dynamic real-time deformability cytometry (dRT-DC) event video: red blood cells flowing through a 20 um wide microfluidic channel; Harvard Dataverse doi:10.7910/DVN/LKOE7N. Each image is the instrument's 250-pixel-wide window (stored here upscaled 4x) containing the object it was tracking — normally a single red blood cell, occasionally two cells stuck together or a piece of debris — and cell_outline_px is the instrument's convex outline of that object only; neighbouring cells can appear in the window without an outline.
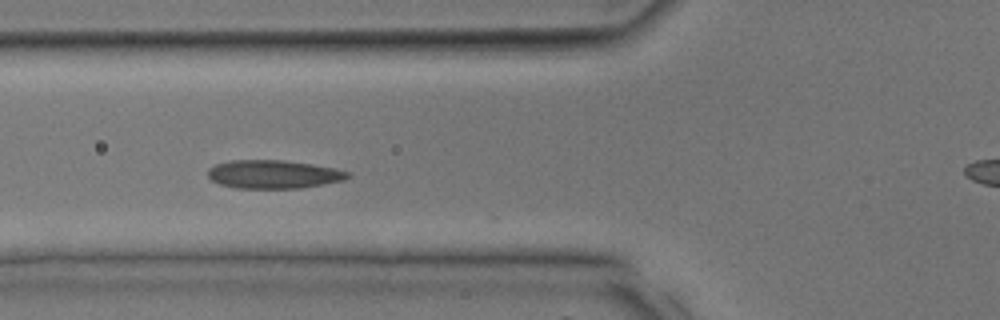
{"species": "common noctule bat (a hibernating species)", "species_latin": "Nyctalus noctula", "temperature_condition": "room temperature", "stored_images_in_passage": 29, "camera_frame_rate_fps": 3000, "um_per_image_px": 0.085, "animal": {"sex": "male", "body_mass_g": 17.9, "forearm_length_mm": 54.2}, "frame": {"image": 1, "passage_image": 7, "time_ms": 2.0, "image_size_px": [1000, 320], "cell_outline_px": [[352, 176], [344, 180], [300, 188], [236, 188], [220, 184], [212, 180], [208, 176], [208, 172], [216, 164], [232, 160], [284, 160], [312, 164], [336, 168], [352, 172]], "centroid_in_image_um": [23.31, 14.81], "position_along_channel_um": 102.5, "area_um2": 23.12}}
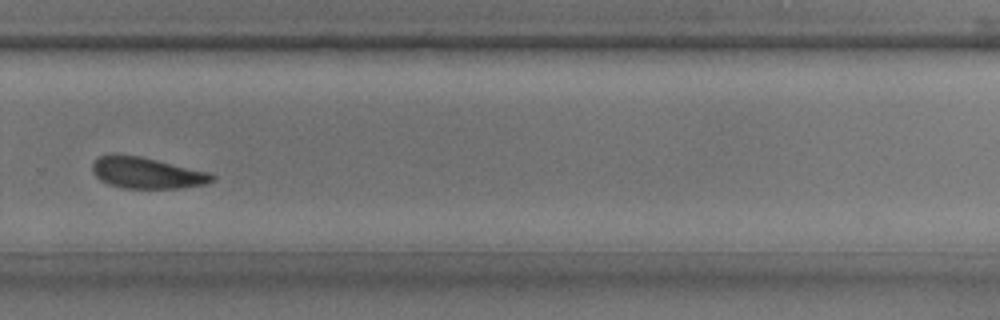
{"frame": {"image": 2, "passage_image": 18, "time_ms": 5.667, "image_size_px": [1000, 320], "cell_outline_px": [[216, 176], [208, 184], [180, 188], [120, 188], [108, 184], [100, 180], [92, 172], [92, 164], [100, 156], [140, 156], [212, 172]], "centroid_in_image_um": [12.55, 14.72], "position_along_channel_um": 317.3, "area_um2": 21.68}}
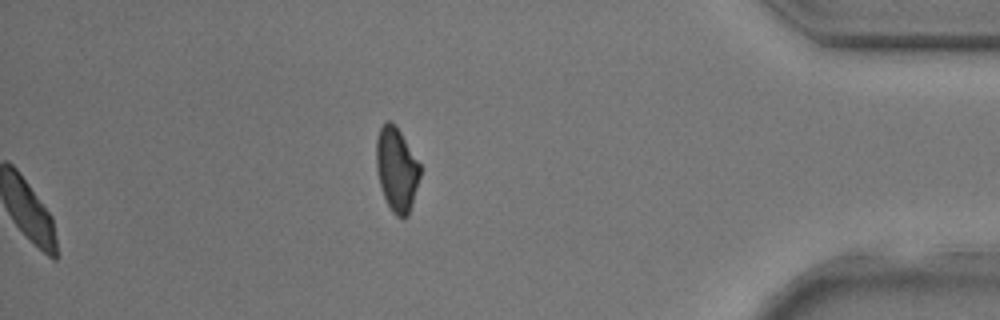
{"frame": {"image": 3, "passage_image": 29, "time_ms": 9.333, "image_size_px": [1000, 320], "cell_outline_px": [[420, 176], [412, 204], [408, 216], [396, 216], [392, 212], [384, 196], [380, 184], [376, 168], [376, 140], [380, 128], [388, 120], [392, 120], [396, 124], [420, 164]], "centroid_in_image_um": [33.71, 14.36], "position_along_channel_um": 401.5, "area_um2": 21.33}}